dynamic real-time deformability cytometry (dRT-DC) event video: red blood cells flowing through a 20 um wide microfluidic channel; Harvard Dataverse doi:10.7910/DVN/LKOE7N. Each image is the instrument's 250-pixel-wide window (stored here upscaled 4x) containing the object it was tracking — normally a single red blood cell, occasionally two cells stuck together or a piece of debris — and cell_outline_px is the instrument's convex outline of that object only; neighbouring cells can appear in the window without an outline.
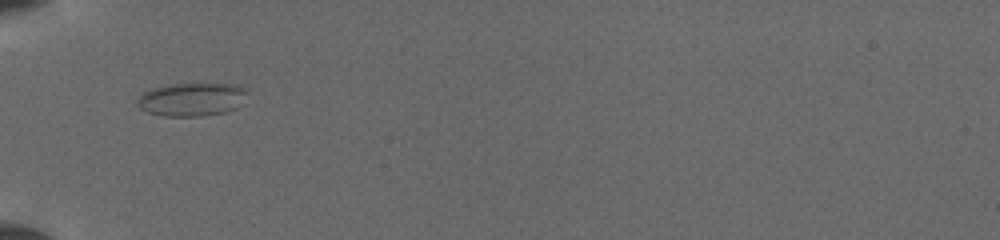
{"species": "common noctule bat (a hibernating species)", "species_latin": "Nyctalus noctula", "temperature_condition": "cold", "stored_images_in_passage": 21, "camera_frame_rate_fps": 3000, "um_per_image_px": 0.085, "animal": {"sex": "female", "body_mass_g": 19.5, "forearm_length_mm": 54.1}, "frame": {"image": 1, "passage_image": 1, "time_ms": 0.0, "image_size_px": [1000, 240], "cell_outline_px": [[244, 92], [236, 108], [224, 112], [200, 116], [164, 116], [148, 112], [140, 108], [136, 104], [136, 100], [144, 92], [152, 88], [168, 84], [232, 84], [240, 88]], "centroid_in_image_um": [16.17, 8.45], "position_along_channel_um": 68.8, "area_um2": 20.75}}
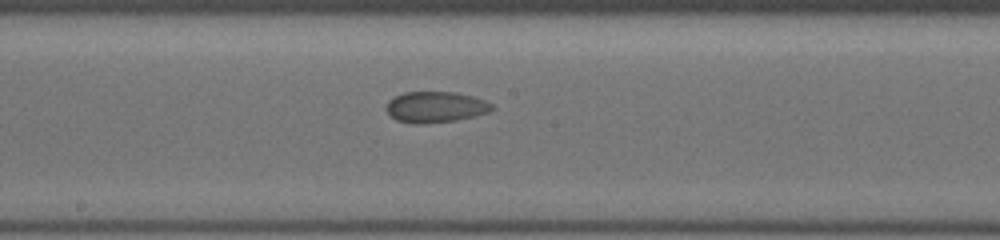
{"frame": {"image": 2, "passage_image": 11, "time_ms": 3.667, "image_size_px": [1000, 240], "cell_outline_px": [[496, 108], [488, 112], [456, 120], [424, 124], [412, 124], [396, 120], [384, 108], [388, 100], [404, 92], [456, 92], [472, 96], [484, 100], [492, 104]], "centroid_in_image_um": [36.99, 9.1], "position_along_channel_um": 211.2, "area_um2": 19.13}}
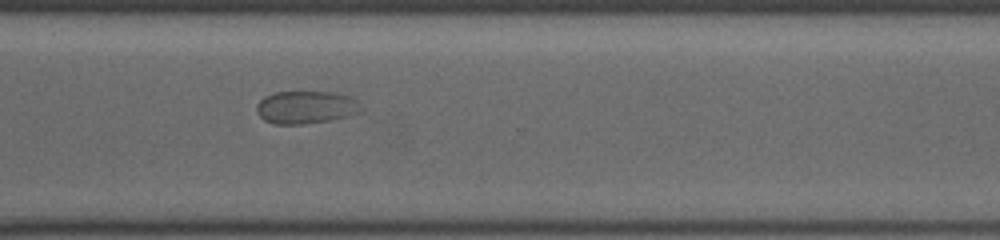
{"frame": {"image": 3, "passage_image": 21, "time_ms": 7.0, "image_size_px": [1000, 240], "cell_outline_px": [[364, 108], [356, 112], [332, 120], [304, 124], [272, 124], [264, 120], [256, 112], [256, 104], [264, 96], [276, 92], [336, 92], [348, 96], [356, 100]], "centroid_in_image_um": [25.96, 9.12], "position_along_channel_um": 344.6, "area_um2": 19.94}}